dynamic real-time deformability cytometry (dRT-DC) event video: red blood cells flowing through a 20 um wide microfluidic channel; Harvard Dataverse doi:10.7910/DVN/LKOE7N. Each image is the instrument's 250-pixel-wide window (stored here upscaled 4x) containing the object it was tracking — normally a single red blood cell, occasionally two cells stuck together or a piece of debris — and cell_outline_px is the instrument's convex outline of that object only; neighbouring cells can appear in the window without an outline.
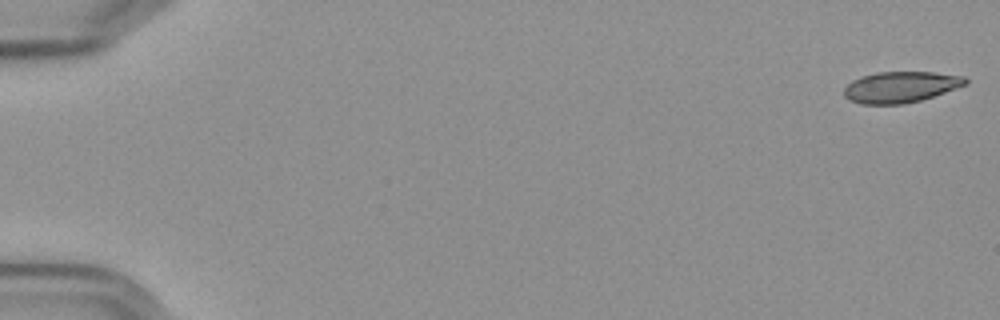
{"species": "Egyptian fruit bat (a non-hibernating species)", "species_latin": "Rousettus aegyptiacus", "temperature_condition": "cold", "stored_images_in_passage": 10, "camera_frame_rate_fps": 3000, "um_per_image_px": 0.085, "frame": {"image": 1, "passage_image": 1, "time_ms": 0.0, "image_size_px": [1000, 320], "cell_outline_px": [[968, 84], [920, 100], [900, 104], [864, 104], [852, 100], [844, 96], [844, 88], [852, 80], [860, 76], [876, 72], [936, 72], [964, 76], [968, 80]], "centroid_in_image_um": [76.56, 7.38], "position_along_channel_um": 8.4, "area_um2": 21.85}}